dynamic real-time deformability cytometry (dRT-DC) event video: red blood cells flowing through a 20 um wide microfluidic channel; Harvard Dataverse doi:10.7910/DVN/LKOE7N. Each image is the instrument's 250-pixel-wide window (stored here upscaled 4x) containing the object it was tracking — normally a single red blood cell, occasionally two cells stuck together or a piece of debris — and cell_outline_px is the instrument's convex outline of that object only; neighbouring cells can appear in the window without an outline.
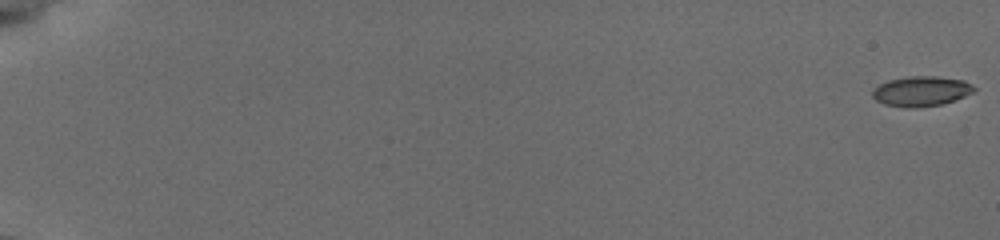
{"species": "common noctule bat (a hibernating species)", "species_latin": "Nyctalus noctula", "temperature_condition": "cold", "stored_images_in_passage": 51, "camera_frame_rate_fps": 3000, "um_per_image_px": 0.085, "animal": {"sex": "female", "body_mass_g": 19.5, "forearm_length_mm": 54.1}, "frame": {"image": 1, "passage_image": 1, "time_ms": 0.0, "image_size_px": [1000, 240], "cell_outline_px": [[976, 88], [972, 92], [964, 96], [940, 104], [884, 104], [876, 100], [872, 96], [872, 92], [880, 84], [892, 80], [912, 76], [932, 76], [964, 80]], "centroid_in_image_um": [78.34, 7.69], "position_along_channel_um": 6.7, "area_um2": 16.42}}
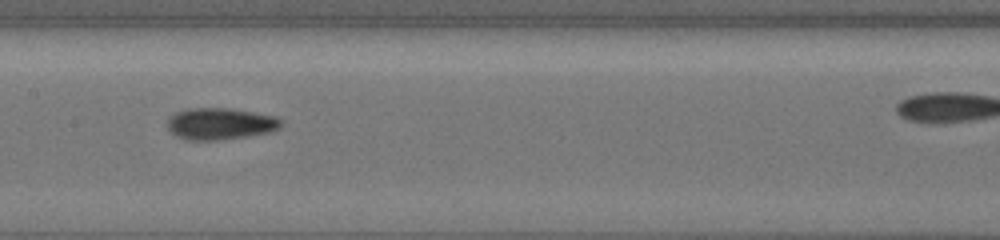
{"frame": {"image": 2, "passage_image": 32, "time_ms": 10.333, "image_size_px": [1000, 240], "cell_outline_px": [[284, 120], [280, 128], [272, 132], [248, 136], [216, 140], [188, 140], [176, 136], [168, 128], [168, 120], [176, 112], [188, 108], [232, 108], [276, 116]], "centroid_in_image_um": [18.78, 10.51], "position_along_channel_um": 188.6, "area_um2": 21.15}}
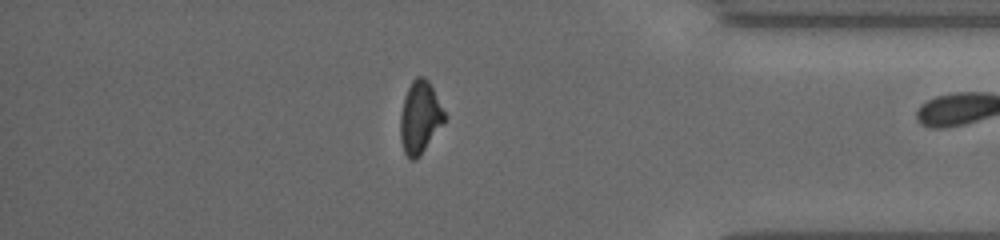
{"frame": {"image": 3, "passage_image": 50, "time_ms": 16.333, "image_size_px": [1000, 240], "cell_outline_px": [[444, 120], [420, 156], [416, 160], [408, 160], [404, 152], [400, 140], [400, 116], [404, 100], [408, 88], [412, 80], [416, 76], [424, 76], [428, 80], [444, 112]], "centroid_in_image_um": [35.65, 10.0], "position_along_channel_um": 399.6, "area_um2": 18.21}}